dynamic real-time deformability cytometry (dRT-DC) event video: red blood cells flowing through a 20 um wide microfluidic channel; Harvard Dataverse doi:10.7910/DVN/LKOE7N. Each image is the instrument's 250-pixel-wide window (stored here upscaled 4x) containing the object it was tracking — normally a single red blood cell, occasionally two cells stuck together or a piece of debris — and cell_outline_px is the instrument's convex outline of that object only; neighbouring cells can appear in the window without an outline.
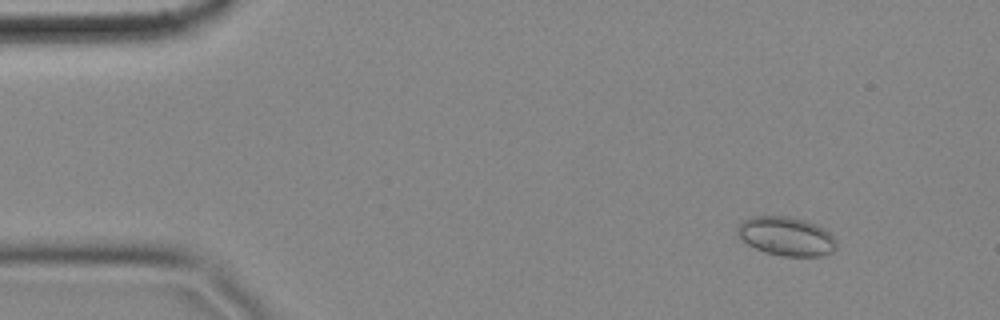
{"species": "common noctule bat (a hibernating species)", "species_latin": "Nyctalus noctula", "temperature_condition": "cold", "stored_images_in_passage": 58, "camera_frame_rate_fps": 3000, "um_per_image_px": 0.085, "animal": {"sex": "female", "body_mass_g": 18.4}, "frame": {"image": 1, "passage_image": 6, "time_ms": 1.667, "image_size_px": [1000, 320], "cell_outline_px": [[836, 248], [832, 252], [820, 256], [784, 256], [764, 252], [748, 244], [736, 232], [736, 228], [748, 216], [788, 216], [804, 220], [816, 224], [824, 228], [836, 240]], "centroid_in_image_um": [66.83, 20.08], "position_along_channel_um": 18.2, "area_um2": 22.37}}
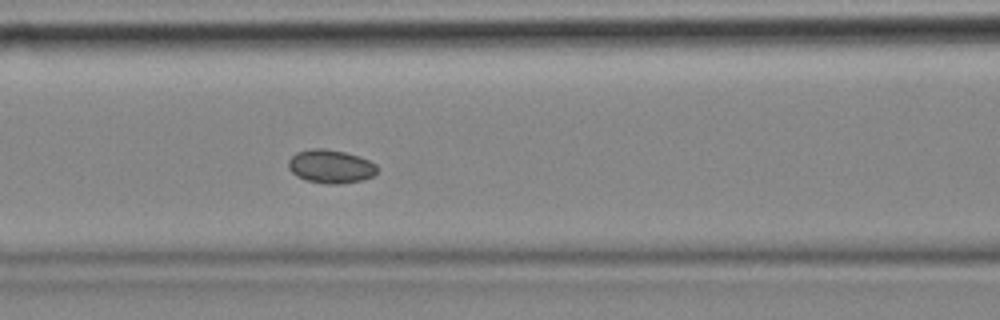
{"frame": {"image": 2, "passage_image": 24, "time_ms": 7.667, "image_size_px": [1000, 320], "cell_outline_px": [[376, 172], [372, 176], [364, 180], [340, 184], [328, 184], [308, 180], [296, 176], [288, 168], [288, 160], [296, 152], [312, 148], [324, 148], [344, 152], [360, 156], [376, 164]], "centroid_in_image_um": [28.1, 14.14], "position_along_channel_um": 138.5, "area_um2": 17.34}}
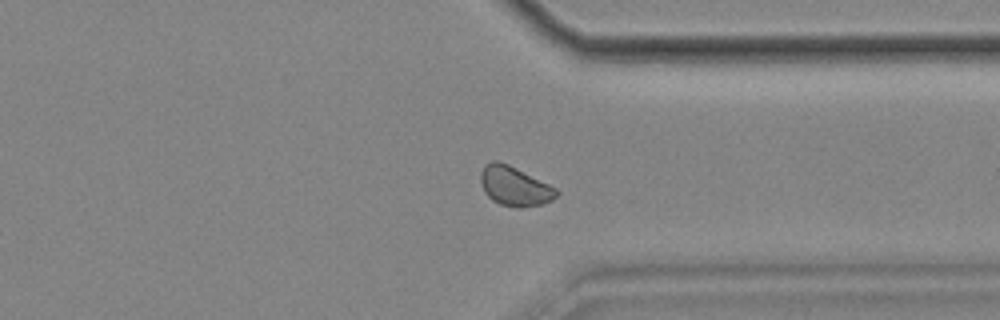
{"frame": {"image": 3, "passage_image": 44, "time_ms": 14.333, "image_size_px": [1000, 320], "cell_outline_px": [[560, 192], [552, 200], [544, 204], [520, 208], [516, 208], [500, 204], [492, 200], [484, 192], [480, 180], [480, 172], [484, 164], [492, 160], [496, 160], [508, 164], [556, 188]], "centroid_in_image_um": [43.72, 15.83], "position_along_channel_um": 367.7, "area_um2": 17.51}, "authors_computed_cell_mechanics": {"area_um2": 17.3111, "velocity_mm_per_s": 3.4471, "shape_relaxation_time_tau1_ms": null, "shape_relaxation_time_tau2_ms": 4.0782, "deformation_change_tau1": null, "deformation_change_tau2": 0.0315}}